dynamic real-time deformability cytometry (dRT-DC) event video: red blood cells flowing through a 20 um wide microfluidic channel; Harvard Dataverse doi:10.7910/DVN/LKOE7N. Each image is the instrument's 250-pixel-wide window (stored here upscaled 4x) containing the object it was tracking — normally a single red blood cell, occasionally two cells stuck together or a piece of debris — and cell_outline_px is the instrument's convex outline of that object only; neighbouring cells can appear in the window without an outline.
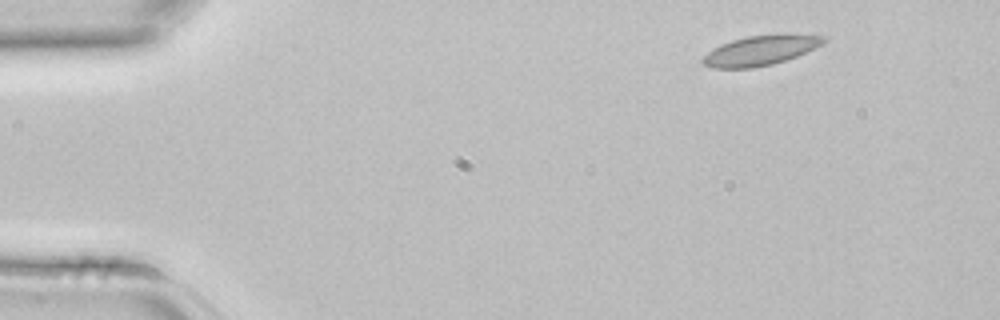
{"species": "common noctule bat (a hibernating species)", "species_latin": "Nyctalus noctula", "temperature_condition": "room temperature", "stored_images_in_passage": 3, "camera_frame_rate_fps": 3000, "um_per_image_px": 0.085, "animal": {"sex": "female", "body_mass_g": 22.7, "forearm_length_mm": 54.2}, "frame": {"image": 1, "passage_image": 1, "time_ms": 0.0, "image_size_px": [1000, 320], "cell_outline_px": [[828, 40], [824, 44], [796, 56], [772, 64], [752, 68], [712, 68], [704, 64], [700, 60], [712, 48], [720, 44], [732, 40], [748, 36], [780, 32], [828, 36]], "centroid_in_image_um": [64.69, 4.25], "position_along_channel_um": 20.3, "area_um2": 21.5}}